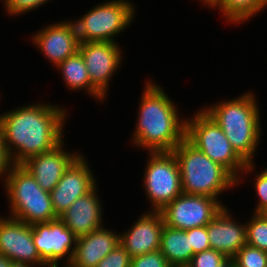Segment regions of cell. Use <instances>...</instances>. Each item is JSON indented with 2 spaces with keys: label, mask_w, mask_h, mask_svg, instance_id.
<instances>
[{
  "label": "cell",
  "mask_w": 267,
  "mask_h": 267,
  "mask_svg": "<svg viewBox=\"0 0 267 267\" xmlns=\"http://www.w3.org/2000/svg\"><path fill=\"white\" fill-rule=\"evenodd\" d=\"M224 206L214 219L206 225L211 249L219 251L231 260L247 244L246 222L236 221Z\"/></svg>",
  "instance_id": "17"
},
{
  "label": "cell",
  "mask_w": 267,
  "mask_h": 267,
  "mask_svg": "<svg viewBox=\"0 0 267 267\" xmlns=\"http://www.w3.org/2000/svg\"><path fill=\"white\" fill-rule=\"evenodd\" d=\"M56 69L60 71L68 90L73 92L85 90V94L95 98L99 103L104 102V98L91 86L85 62L79 51L66 58Z\"/></svg>",
  "instance_id": "21"
},
{
  "label": "cell",
  "mask_w": 267,
  "mask_h": 267,
  "mask_svg": "<svg viewBox=\"0 0 267 267\" xmlns=\"http://www.w3.org/2000/svg\"><path fill=\"white\" fill-rule=\"evenodd\" d=\"M200 3H203V6L205 5V8L208 7L213 10L220 2L221 0H199Z\"/></svg>",
  "instance_id": "32"
},
{
  "label": "cell",
  "mask_w": 267,
  "mask_h": 267,
  "mask_svg": "<svg viewBox=\"0 0 267 267\" xmlns=\"http://www.w3.org/2000/svg\"><path fill=\"white\" fill-rule=\"evenodd\" d=\"M164 220L160 211H144L135 223L119 234V243L136 257L160 250Z\"/></svg>",
  "instance_id": "15"
},
{
  "label": "cell",
  "mask_w": 267,
  "mask_h": 267,
  "mask_svg": "<svg viewBox=\"0 0 267 267\" xmlns=\"http://www.w3.org/2000/svg\"><path fill=\"white\" fill-rule=\"evenodd\" d=\"M11 267H34V266H31V265H29L27 263H17V262H14Z\"/></svg>",
  "instance_id": "34"
},
{
  "label": "cell",
  "mask_w": 267,
  "mask_h": 267,
  "mask_svg": "<svg viewBox=\"0 0 267 267\" xmlns=\"http://www.w3.org/2000/svg\"><path fill=\"white\" fill-rule=\"evenodd\" d=\"M120 43L114 42H83L79 44L85 62L91 86L104 98L108 96L109 85L122 66L124 53Z\"/></svg>",
  "instance_id": "10"
},
{
  "label": "cell",
  "mask_w": 267,
  "mask_h": 267,
  "mask_svg": "<svg viewBox=\"0 0 267 267\" xmlns=\"http://www.w3.org/2000/svg\"><path fill=\"white\" fill-rule=\"evenodd\" d=\"M31 41L34 47L57 67L61 62L78 52L79 39L72 20H62L48 24L37 32L32 33Z\"/></svg>",
  "instance_id": "14"
},
{
  "label": "cell",
  "mask_w": 267,
  "mask_h": 267,
  "mask_svg": "<svg viewBox=\"0 0 267 267\" xmlns=\"http://www.w3.org/2000/svg\"><path fill=\"white\" fill-rule=\"evenodd\" d=\"M130 267H172L160 250L131 258Z\"/></svg>",
  "instance_id": "28"
},
{
  "label": "cell",
  "mask_w": 267,
  "mask_h": 267,
  "mask_svg": "<svg viewBox=\"0 0 267 267\" xmlns=\"http://www.w3.org/2000/svg\"><path fill=\"white\" fill-rule=\"evenodd\" d=\"M13 163L11 158L6 150L5 143L3 141V137L0 133V180L4 183L5 178L7 177L10 168L12 167Z\"/></svg>",
  "instance_id": "31"
},
{
  "label": "cell",
  "mask_w": 267,
  "mask_h": 267,
  "mask_svg": "<svg viewBox=\"0 0 267 267\" xmlns=\"http://www.w3.org/2000/svg\"><path fill=\"white\" fill-rule=\"evenodd\" d=\"M32 239L41 260L47 264H70L77 237L57 219L32 225Z\"/></svg>",
  "instance_id": "11"
},
{
  "label": "cell",
  "mask_w": 267,
  "mask_h": 267,
  "mask_svg": "<svg viewBox=\"0 0 267 267\" xmlns=\"http://www.w3.org/2000/svg\"><path fill=\"white\" fill-rule=\"evenodd\" d=\"M60 264H47L44 267H60ZM61 267H73L71 264H64V266L62 265Z\"/></svg>",
  "instance_id": "35"
},
{
  "label": "cell",
  "mask_w": 267,
  "mask_h": 267,
  "mask_svg": "<svg viewBox=\"0 0 267 267\" xmlns=\"http://www.w3.org/2000/svg\"><path fill=\"white\" fill-rule=\"evenodd\" d=\"M143 186L150 211H161L182 194L179 165L173 151L148 152Z\"/></svg>",
  "instance_id": "8"
},
{
  "label": "cell",
  "mask_w": 267,
  "mask_h": 267,
  "mask_svg": "<svg viewBox=\"0 0 267 267\" xmlns=\"http://www.w3.org/2000/svg\"><path fill=\"white\" fill-rule=\"evenodd\" d=\"M185 138L212 161L225 167L237 179L239 186L255 170L257 162L246 163L232 148L220 126L202 107L191 118L186 117Z\"/></svg>",
  "instance_id": "5"
},
{
  "label": "cell",
  "mask_w": 267,
  "mask_h": 267,
  "mask_svg": "<svg viewBox=\"0 0 267 267\" xmlns=\"http://www.w3.org/2000/svg\"><path fill=\"white\" fill-rule=\"evenodd\" d=\"M0 254L17 263L34 267L46 265L33 243L32 225L10 216L0 217Z\"/></svg>",
  "instance_id": "13"
},
{
  "label": "cell",
  "mask_w": 267,
  "mask_h": 267,
  "mask_svg": "<svg viewBox=\"0 0 267 267\" xmlns=\"http://www.w3.org/2000/svg\"><path fill=\"white\" fill-rule=\"evenodd\" d=\"M216 8L226 22L240 25L267 8V0H221Z\"/></svg>",
  "instance_id": "22"
},
{
  "label": "cell",
  "mask_w": 267,
  "mask_h": 267,
  "mask_svg": "<svg viewBox=\"0 0 267 267\" xmlns=\"http://www.w3.org/2000/svg\"><path fill=\"white\" fill-rule=\"evenodd\" d=\"M229 261L222 253L209 249L193 255L187 267H222Z\"/></svg>",
  "instance_id": "25"
},
{
  "label": "cell",
  "mask_w": 267,
  "mask_h": 267,
  "mask_svg": "<svg viewBox=\"0 0 267 267\" xmlns=\"http://www.w3.org/2000/svg\"><path fill=\"white\" fill-rule=\"evenodd\" d=\"M160 251L172 267H187L193 257L190 235L185 230L164 225Z\"/></svg>",
  "instance_id": "20"
},
{
  "label": "cell",
  "mask_w": 267,
  "mask_h": 267,
  "mask_svg": "<svg viewBox=\"0 0 267 267\" xmlns=\"http://www.w3.org/2000/svg\"><path fill=\"white\" fill-rule=\"evenodd\" d=\"M136 6L129 0H109L94 5L83 16L72 19L80 43L114 42L130 27L136 17Z\"/></svg>",
  "instance_id": "7"
},
{
  "label": "cell",
  "mask_w": 267,
  "mask_h": 267,
  "mask_svg": "<svg viewBox=\"0 0 267 267\" xmlns=\"http://www.w3.org/2000/svg\"><path fill=\"white\" fill-rule=\"evenodd\" d=\"M222 267H235L233 262L231 260H229L224 266Z\"/></svg>",
  "instance_id": "36"
},
{
  "label": "cell",
  "mask_w": 267,
  "mask_h": 267,
  "mask_svg": "<svg viewBox=\"0 0 267 267\" xmlns=\"http://www.w3.org/2000/svg\"><path fill=\"white\" fill-rule=\"evenodd\" d=\"M98 186L78 198L59 218L77 237H82L104 226L103 206Z\"/></svg>",
  "instance_id": "18"
},
{
  "label": "cell",
  "mask_w": 267,
  "mask_h": 267,
  "mask_svg": "<svg viewBox=\"0 0 267 267\" xmlns=\"http://www.w3.org/2000/svg\"><path fill=\"white\" fill-rule=\"evenodd\" d=\"M251 215L246 221L247 244L267 252V216L262 213Z\"/></svg>",
  "instance_id": "23"
},
{
  "label": "cell",
  "mask_w": 267,
  "mask_h": 267,
  "mask_svg": "<svg viewBox=\"0 0 267 267\" xmlns=\"http://www.w3.org/2000/svg\"><path fill=\"white\" fill-rule=\"evenodd\" d=\"M119 234L103 226L77 238L70 264L73 267H96L118 245Z\"/></svg>",
  "instance_id": "19"
},
{
  "label": "cell",
  "mask_w": 267,
  "mask_h": 267,
  "mask_svg": "<svg viewBox=\"0 0 267 267\" xmlns=\"http://www.w3.org/2000/svg\"><path fill=\"white\" fill-rule=\"evenodd\" d=\"M255 95L248 90L241 96L202 108L220 126L232 148L246 163H254L263 133L262 114Z\"/></svg>",
  "instance_id": "3"
},
{
  "label": "cell",
  "mask_w": 267,
  "mask_h": 267,
  "mask_svg": "<svg viewBox=\"0 0 267 267\" xmlns=\"http://www.w3.org/2000/svg\"><path fill=\"white\" fill-rule=\"evenodd\" d=\"M94 171L88 159L81 154L65 171L58 184L50 192L55 215L60 217L80 197L91 192L96 186Z\"/></svg>",
  "instance_id": "12"
},
{
  "label": "cell",
  "mask_w": 267,
  "mask_h": 267,
  "mask_svg": "<svg viewBox=\"0 0 267 267\" xmlns=\"http://www.w3.org/2000/svg\"><path fill=\"white\" fill-rule=\"evenodd\" d=\"M131 257L124 247L118 243L116 247L104 257L96 267H130Z\"/></svg>",
  "instance_id": "27"
},
{
  "label": "cell",
  "mask_w": 267,
  "mask_h": 267,
  "mask_svg": "<svg viewBox=\"0 0 267 267\" xmlns=\"http://www.w3.org/2000/svg\"><path fill=\"white\" fill-rule=\"evenodd\" d=\"M186 232L190 235L193 255L211 249L206 226L192 228Z\"/></svg>",
  "instance_id": "30"
},
{
  "label": "cell",
  "mask_w": 267,
  "mask_h": 267,
  "mask_svg": "<svg viewBox=\"0 0 267 267\" xmlns=\"http://www.w3.org/2000/svg\"><path fill=\"white\" fill-rule=\"evenodd\" d=\"M3 185L9 203L8 216L29 225L58 218L50 193L44 191L21 164L12 165Z\"/></svg>",
  "instance_id": "6"
},
{
  "label": "cell",
  "mask_w": 267,
  "mask_h": 267,
  "mask_svg": "<svg viewBox=\"0 0 267 267\" xmlns=\"http://www.w3.org/2000/svg\"><path fill=\"white\" fill-rule=\"evenodd\" d=\"M254 173V188L258 203L252 211L253 213H262L267 208V168Z\"/></svg>",
  "instance_id": "29"
},
{
  "label": "cell",
  "mask_w": 267,
  "mask_h": 267,
  "mask_svg": "<svg viewBox=\"0 0 267 267\" xmlns=\"http://www.w3.org/2000/svg\"><path fill=\"white\" fill-rule=\"evenodd\" d=\"M64 141L53 150L28 158L21 165L35 178L40 187L51 192L65 171L82 154L66 149ZM67 151H66V150Z\"/></svg>",
  "instance_id": "16"
},
{
  "label": "cell",
  "mask_w": 267,
  "mask_h": 267,
  "mask_svg": "<svg viewBox=\"0 0 267 267\" xmlns=\"http://www.w3.org/2000/svg\"><path fill=\"white\" fill-rule=\"evenodd\" d=\"M6 9L7 15L12 17L25 15L30 11H34L38 7L45 5L50 0H0Z\"/></svg>",
  "instance_id": "26"
},
{
  "label": "cell",
  "mask_w": 267,
  "mask_h": 267,
  "mask_svg": "<svg viewBox=\"0 0 267 267\" xmlns=\"http://www.w3.org/2000/svg\"><path fill=\"white\" fill-rule=\"evenodd\" d=\"M262 214L267 216V208L262 212Z\"/></svg>",
  "instance_id": "37"
},
{
  "label": "cell",
  "mask_w": 267,
  "mask_h": 267,
  "mask_svg": "<svg viewBox=\"0 0 267 267\" xmlns=\"http://www.w3.org/2000/svg\"><path fill=\"white\" fill-rule=\"evenodd\" d=\"M173 153L179 165L184 194L219 199L225 194L223 192L237 188V179L225 167L212 161L186 138Z\"/></svg>",
  "instance_id": "4"
},
{
  "label": "cell",
  "mask_w": 267,
  "mask_h": 267,
  "mask_svg": "<svg viewBox=\"0 0 267 267\" xmlns=\"http://www.w3.org/2000/svg\"><path fill=\"white\" fill-rule=\"evenodd\" d=\"M35 102L0 113V133L13 164L46 153L64 141L67 108Z\"/></svg>",
  "instance_id": "1"
},
{
  "label": "cell",
  "mask_w": 267,
  "mask_h": 267,
  "mask_svg": "<svg viewBox=\"0 0 267 267\" xmlns=\"http://www.w3.org/2000/svg\"><path fill=\"white\" fill-rule=\"evenodd\" d=\"M224 206L220 199L182 193L160 212L165 225L186 231L206 226Z\"/></svg>",
  "instance_id": "9"
},
{
  "label": "cell",
  "mask_w": 267,
  "mask_h": 267,
  "mask_svg": "<svg viewBox=\"0 0 267 267\" xmlns=\"http://www.w3.org/2000/svg\"><path fill=\"white\" fill-rule=\"evenodd\" d=\"M143 87L131 142L148 152L173 151L185 139L186 118L160 84L146 79Z\"/></svg>",
  "instance_id": "2"
},
{
  "label": "cell",
  "mask_w": 267,
  "mask_h": 267,
  "mask_svg": "<svg viewBox=\"0 0 267 267\" xmlns=\"http://www.w3.org/2000/svg\"><path fill=\"white\" fill-rule=\"evenodd\" d=\"M14 262L5 255L0 254V267H11Z\"/></svg>",
  "instance_id": "33"
},
{
  "label": "cell",
  "mask_w": 267,
  "mask_h": 267,
  "mask_svg": "<svg viewBox=\"0 0 267 267\" xmlns=\"http://www.w3.org/2000/svg\"><path fill=\"white\" fill-rule=\"evenodd\" d=\"M231 261L235 267H267V252L246 244Z\"/></svg>",
  "instance_id": "24"
}]
</instances>
